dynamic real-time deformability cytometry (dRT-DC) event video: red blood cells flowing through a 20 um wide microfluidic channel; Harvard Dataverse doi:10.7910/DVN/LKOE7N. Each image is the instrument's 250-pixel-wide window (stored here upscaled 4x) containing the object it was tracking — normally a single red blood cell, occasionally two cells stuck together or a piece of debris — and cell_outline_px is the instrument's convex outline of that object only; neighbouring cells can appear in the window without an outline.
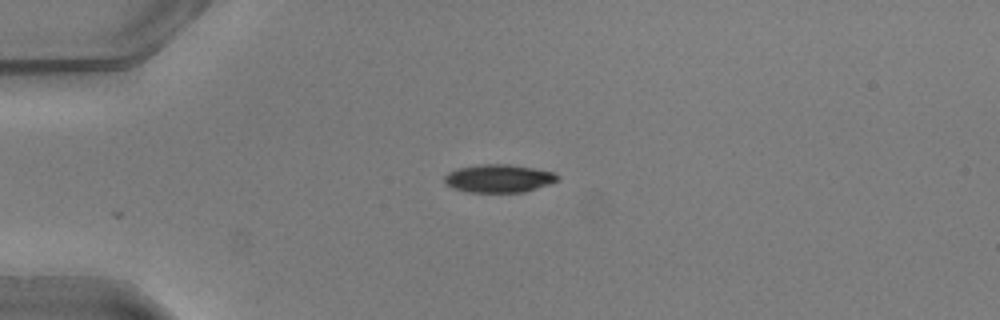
{"species": "common noctule bat (a hibernating species)", "species_latin": "Nyctalus noctula", "temperature_condition": "warm", "stored_images_in_passage": 25, "camera_frame_rate_fps": 3000, "um_per_image_px": 0.085, "animal": {"sex": "male", "body_mass_g": 20.5, "forearm_length_mm": 52.5}, "frame": {"image": 1, "passage_image": 1, "time_ms": 0.0, "image_size_px": [1000, 320], "cell_outline_px": [[560, 180], [524, 192], [468, 192], [452, 188], [444, 180], [444, 176], [448, 172], [456, 168], [480, 164], [508, 164], [556, 172], [560, 176]], "centroid_in_image_um": [42.4, 15.16], "position_along_channel_um": 42.6, "area_um2": 18.55}}
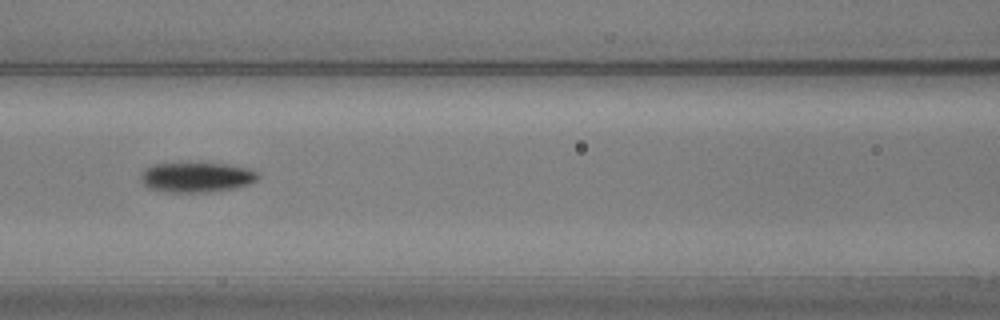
{"frame": {"image": 2, "passage_image": 11, "time_ms": 3.333, "image_size_px": [1000, 320], "cell_outline_px": [[260, 176], [256, 180], [248, 184], [236, 188], [208, 192], [172, 192], [152, 188], [144, 184], [140, 176], [148, 168], [156, 164], [224, 164], [248, 168], [256, 172]], "centroid_in_image_um": [16.77, 15.08], "position_along_channel_um": 149.8, "area_um2": 19.83}}
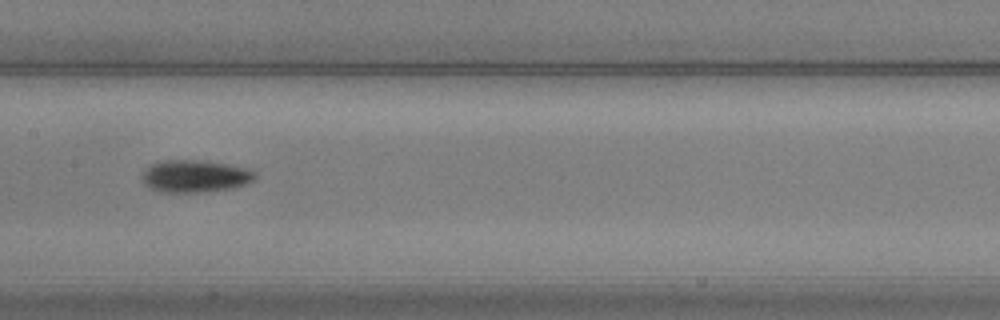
{"frame": {"image": 3, "passage_image": 14, "time_ms": 4.333, "image_size_px": [1000, 320], "cell_outline_px": [[256, 180], [236, 188], [204, 192], [160, 192], [144, 184], [140, 180], [144, 172], [152, 164], [164, 160], [192, 160], [224, 164], [248, 168], [256, 172]], "centroid_in_image_um": [16.61, 14.99], "position_along_channel_um": 190.8, "area_um2": 21.27}}